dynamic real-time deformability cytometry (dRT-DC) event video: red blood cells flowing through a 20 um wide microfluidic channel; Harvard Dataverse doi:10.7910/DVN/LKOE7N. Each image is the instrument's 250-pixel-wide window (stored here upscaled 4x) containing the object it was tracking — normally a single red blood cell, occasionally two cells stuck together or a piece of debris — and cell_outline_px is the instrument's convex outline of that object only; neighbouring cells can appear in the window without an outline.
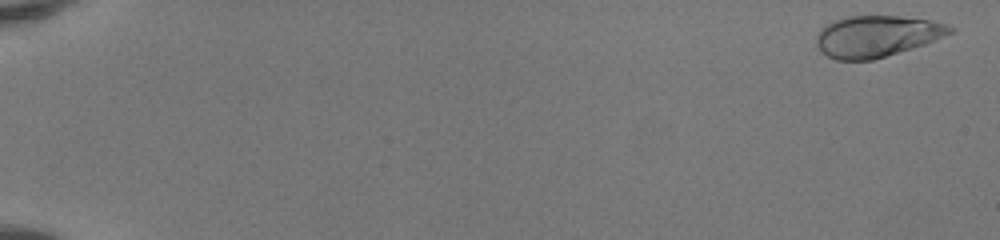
{"species": "human", "species_latin": "Homo sapiens", "temperature_condition": "room temperature", "stored_images_in_passage": 52, "camera_frame_rate_fps": 3000, "um_per_image_px": 0.085, "donor": {"sex": "female"}, "frame": {"image": 1, "passage_image": 2, "time_ms": 0.333, "image_size_px": [1000, 240], "cell_outline_px": [[956, 32], [924, 44], [872, 60], [836, 60], [820, 52], [816, 44], [816, 36], [820, 28], [824, 24], [832, 20], [848, 16], [900, 16], [932, 20], [948, 24], [956, 28]], "centroid_in_image_um": [74.52, 3.06], "position_along_channel_um": 10.5, "area_um2": 32.54}}
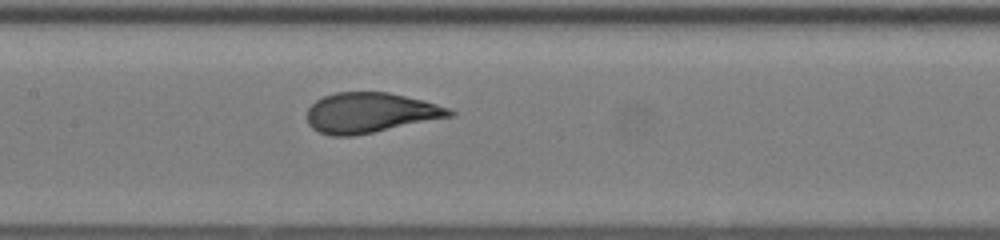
{"frame": {"image": 2, "passage_image": 28, "time_ms": 9.0, "image_size_px": [1000, 240], "cell_outline_px": [[456, 116], [352, 136], [332, 136], [320, 132], [312, 128], [308, 124], [308, 108], [316, 100], [324, 96], [336, 92], [388, 92], [424, 100], [452, 108], [456, 112]], "centroid_in_image_um": [31.53, 9.58], "position_along_channel_um": 175.9, "area_um2": 33.52}}
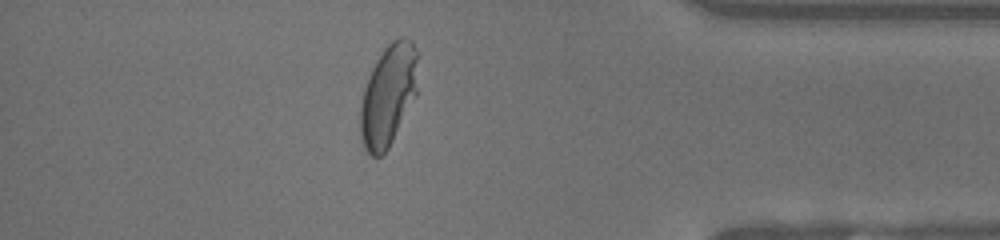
{"frame": {"image": 3, "passage_image": 46, "time_ms": 15.0, "image_size_px": [1000, 240], "cell_outline_px": [[416, 96], [388, 148], [380, 156], [372, 156], [364, 148], [360, 140], [360, 104], [364, 88], [368, 76], [376, 60], [384, 48], [392, 40], [400, 36], [404, 36], [412, 40], [416, 52]], "centroid_in_image_um": [32.97, 8.09], "position_along_channel_um": 402.2, "area_um2": 33.93}, "authors_computed_cell_mechanics": {"area_um2": 33.1483, "velocity_mm_per_s": 4.1583, "shape_relaxation_time_tau1_ms": 4.0592, "shape_relaxation_time_tau2_ms": null, "deformation_change_tau1": 0.2056, "deformation_change_tau2": null}}